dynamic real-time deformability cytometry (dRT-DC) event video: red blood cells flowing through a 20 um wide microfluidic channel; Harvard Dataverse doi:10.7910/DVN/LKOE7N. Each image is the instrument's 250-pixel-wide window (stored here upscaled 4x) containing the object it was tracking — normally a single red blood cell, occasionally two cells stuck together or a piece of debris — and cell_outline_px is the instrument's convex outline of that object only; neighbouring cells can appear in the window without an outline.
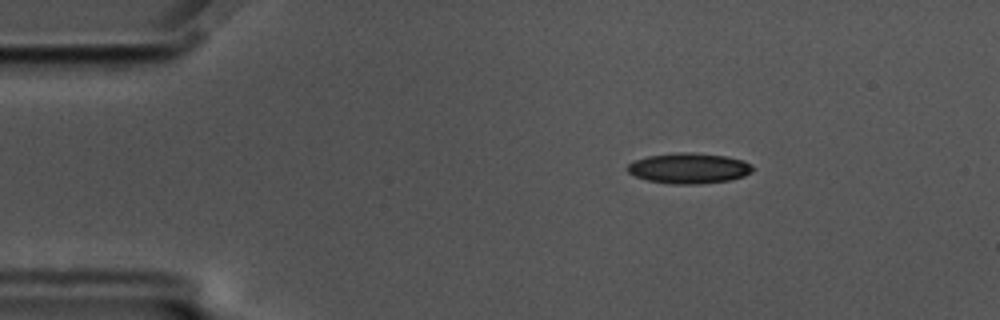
{"species": "common noctule bat (a hibernating species)", "species_latin": "Nyctalus noctula", "temperature_condition": "cold", "stored_images_in_passage": 51, "camera_frame_rate_fps": 3000, "um_per_image_px": 0.085, "animal": {"sex": "male", "body_mass_g": 17.5, "forearm_length_mm": 52.3}, "frame": {"image": 1, "passage_image": 3, "time_ms": 0.667, "image_size_px": [1000, 320], "cell_outline_px": [[752, 172], [744, 176], [728, 180], [696, 184], [676, 184], [648, 180], [636, 176], [628, 172], [628, 164], [636, 160], [648, 156], [680, 152], [692, 152], [728, 156], [744, 160], [752, 164]], "centroid_in_image_um": [58.6, 14.29], "position_along_channel_um": 26.4, "area_um2": 22.08}}
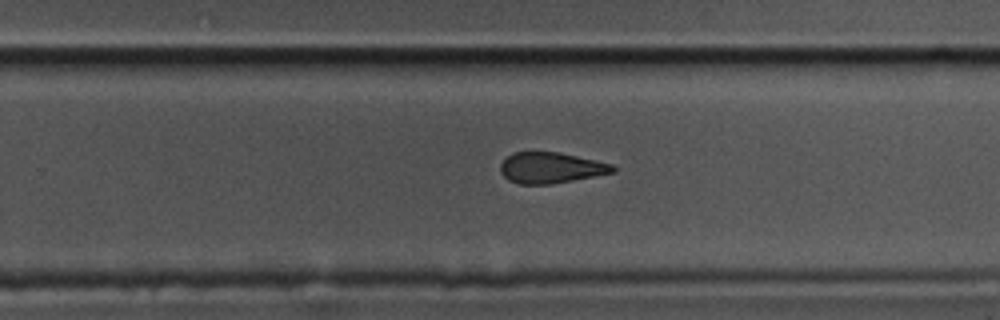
{"frame": {"image": 2, "passage_image": 30, "time_ms": 9.667, "image_size_px": [1000, 320], "cell_outline_px": [[616, 172], [552, 184], [520, 184], [508, 180], [500, 172], [500, 164], [512, 152], [560, 152], [596, 160], [612, 164], [616, 168]], "centroid_in_image_um": [46.83, 14.26], "position_along_channel_um": 283.0, "area_um2": 20.29}}
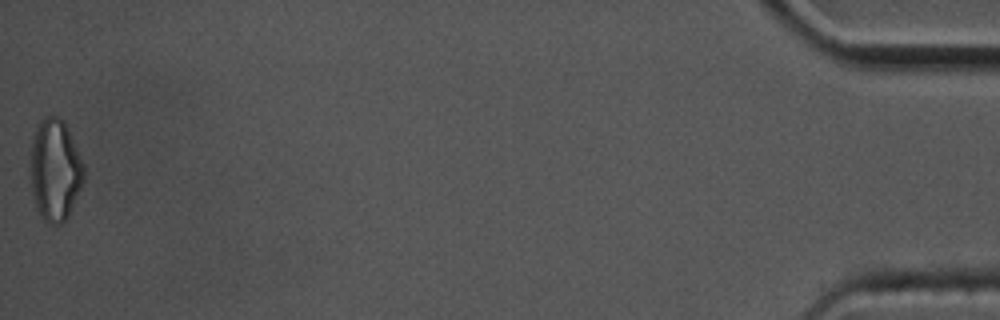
{"frame": {"image": 3, "passage_image": 51, "time_ms": 16.667, "image_size_px": [1000, 320], "cell_outline_px": [[84, 180], [68, 216], [60, 224], [48, 224], [40, 216], [36, 208], [32, 192], [28, 168], [28, 160], [32, 136], [36, 124], [44, 116], [60, 116], [64, 120], [68, 128], [84, 164]], "centroid_in_image_um": [4.63, 14.4], "position_along_channel_um": 430.6, "area_um2": 32.6}, "authors_computed_cell_mechanics": {"area_um2": 22.0796, "velocity_mm_per_s": 3.5106, "shape_relaxation_time_tau1_ms": 4.5409, "shape_relaxation_time_tau2_ms": 3.0752, "deformation_change_tau1": 0.1469, "deformation_change_tau2": 0.1201}}